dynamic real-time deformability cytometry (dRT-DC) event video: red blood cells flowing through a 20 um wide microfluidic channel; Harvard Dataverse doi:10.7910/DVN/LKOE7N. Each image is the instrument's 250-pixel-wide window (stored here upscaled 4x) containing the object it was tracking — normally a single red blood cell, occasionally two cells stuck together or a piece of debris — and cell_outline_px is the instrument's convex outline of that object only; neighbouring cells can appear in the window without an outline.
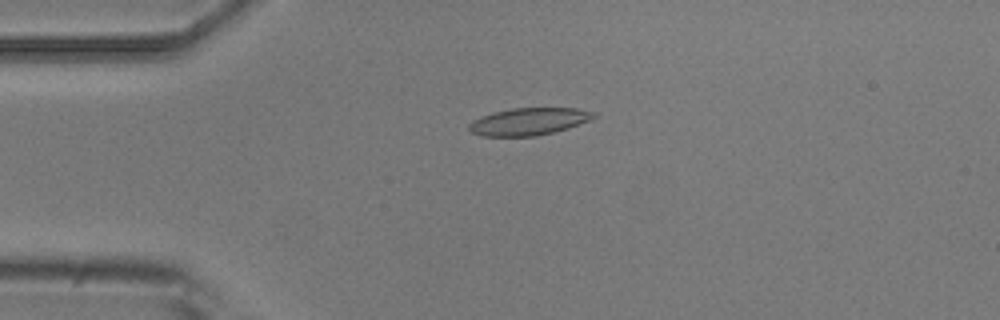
{"species": "common noctule bat (a hibernating species)", "species_latin": "Nyctalus noctula", "temperature_condition": "room temperature", "stored_images_in_passage": 3, "camera_frame_rate_fps": 3000, "um_per_image_px": 0.085, "animal": {"sex": "male", "body_mass_g": 20.5, "forearm_length_mm": 52.5}, "frame": {"image": 1, "passage_image": 3, "time_ms": 3.333, "image_size_px": [1000, 320], "cell_outline_px": [[596, 116], [588, 120], [568, 128], [536, 136], [480, 136], [472, 132], [468, 128], [468, 124], [472, 120], [480, 116], [492, 112], [512, 108], [576, 108], [596, 112]], "centroid_in_image_um": [44.9, 10.32], "position_along_channel_um": 40.1, "area_um2": 19.83}}